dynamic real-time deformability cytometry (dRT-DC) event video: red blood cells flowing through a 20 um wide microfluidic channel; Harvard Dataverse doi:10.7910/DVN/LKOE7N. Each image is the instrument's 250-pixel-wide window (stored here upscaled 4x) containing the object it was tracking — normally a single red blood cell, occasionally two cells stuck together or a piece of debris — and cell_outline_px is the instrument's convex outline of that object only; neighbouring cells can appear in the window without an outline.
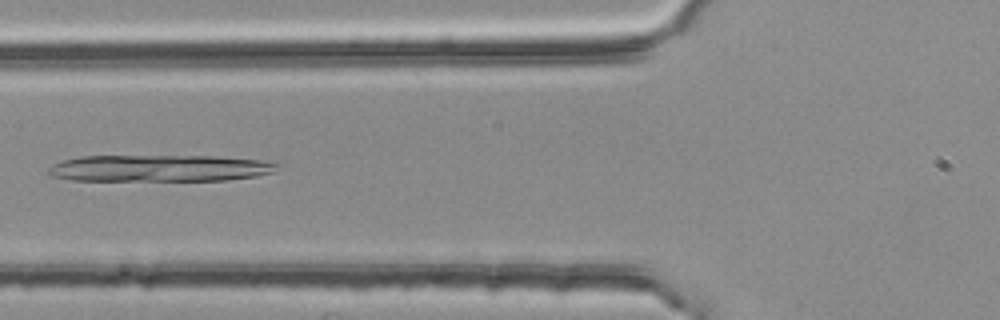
{"species": "common noctule bat (a hibernating species)", "species_latin": "Nyctalus noctula", "temperature_condition": "room temperature", "stored_images_in_passage": 40, "camera_frame_rate_fps": 3000, "um_per_image_px": 0.085, "animal": {"sex": "female", "body_mass_g": 25.1}, "frame": {"image": 1, "passage_image": 7, "time_ms": 2.0, "image_size_px": [1000, 320], "cell_outline_px": [[280, 164], [272, 172], [256, 176], [228, 180], [72, 180], [52, 176], [44, 172], [52, 164], [64, 160], [80, 156], [212, 156], [260, 160]], "centroid_in_image_um": [13.5, 14.29], "position_along_channel_um": 112.3, "area_um2": 35.49}}
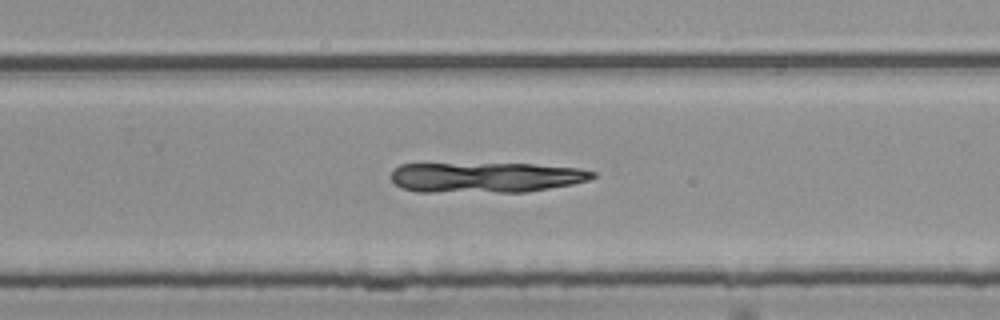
{"frame": {"image": 2, "passage_image": 21, "time_ms": 6.667, "image_size_px": [1000, 320], "cell_outline_px": [[596, 176], [588, 180], [572, 184], [528, 192], [420, 192], [400, 188], [392, 180], [392, 168], [400, 164], [532, 164], [580, 168], [596, 172]], "centroid_in_image_um": [41.3, 15.08], "position_along_channel_um": 288.5, "area_um2": 35.78}}
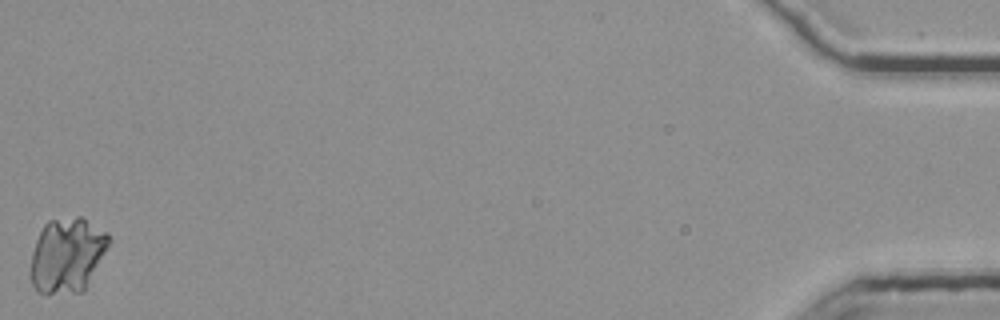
{"frame": {"image": 3, "passage_image": 40, "time_ms": 13.0, "image_size_px": [1000, 320], "cell_outline_px": [[112, 240], [84, 292], [44, 296], [36, 292], [32, 284], [28, 272], [32, 252], [36, 240], [44, 224], [48, 220], [76, 216], [80, 216], [108, 232]], "centroid_in_image_um": [5.69, 21.73], "position_along_channel_um": 429.5, "area_um2": 35.14}}